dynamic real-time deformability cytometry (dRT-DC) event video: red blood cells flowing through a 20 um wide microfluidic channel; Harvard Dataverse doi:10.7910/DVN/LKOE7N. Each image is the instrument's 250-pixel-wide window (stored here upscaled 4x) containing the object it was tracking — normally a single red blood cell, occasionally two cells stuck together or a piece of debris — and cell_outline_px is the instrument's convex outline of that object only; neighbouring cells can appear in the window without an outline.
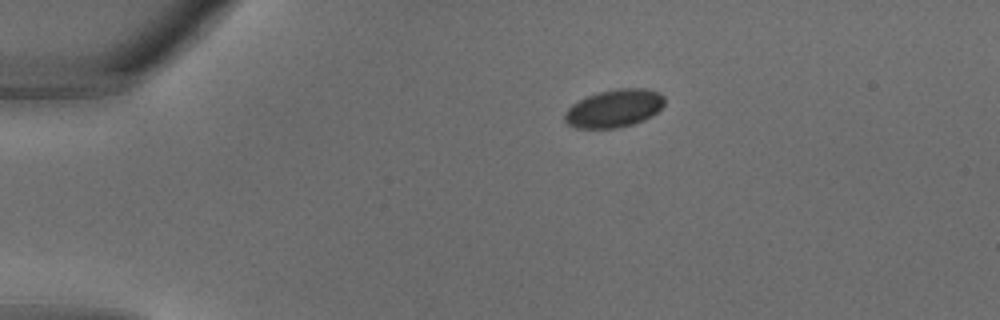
{"species": "common noctule bat (a hibernating species)", "species_latin": "Nyctalus noctula", "temperature_condition": "warm", "stored_images_in_passage": 29, "segment_of_instrument_passage": [1, 2], "camera_frame_rate_fps": 3000, "um_per_image_px": 0.085, "animal": {"sex": "male", "body_mass_g": 18.8}, "frame": {"image": 1, "passage_image": 1, "time_ms": 0.0, "image_size_px": [1000, 320], "cell_outline_px": [[664, 104], [652, 116], [644, 120], [632, 124], [616, 128], [572, 128], [564, 120], [564, 112], [572, 104], [588, 96], [600, 92], [620, 88], [644, 88], [660, 92], [664, 96]], "centroid_in_image_um": [52.2, 9.22], "position_along_channel_um": 32.8, "area_um2": 22.02}}
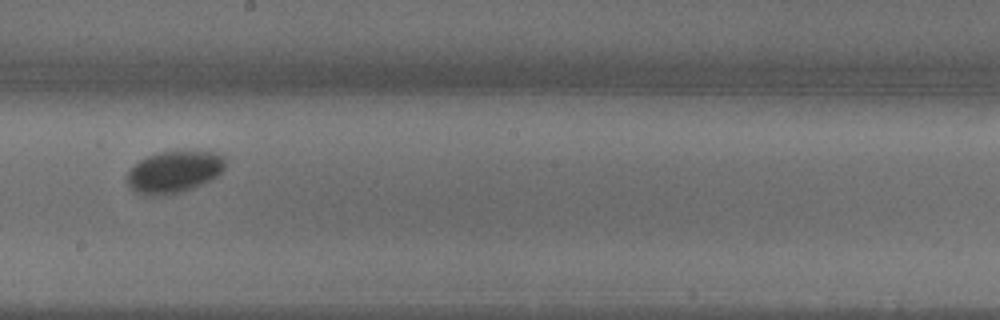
{"frame": {"image": 2, "passage_image": 14, "time_ms": 4.333, "image_size_px": [1000, 320], "cell_outline_px": [[224, 172], [212, 180], [192, 188], [180, 192], [156, 196], [152, 196], [136, 192], [128, 184], [128, 172], [140, 160], [148, 156], [164, 152], [216, 152], [224, 156]], "centroid_in_image_um": [14.84, 14.62], "position_along_channel_um": 233.4, "area_um2": 23.58}}
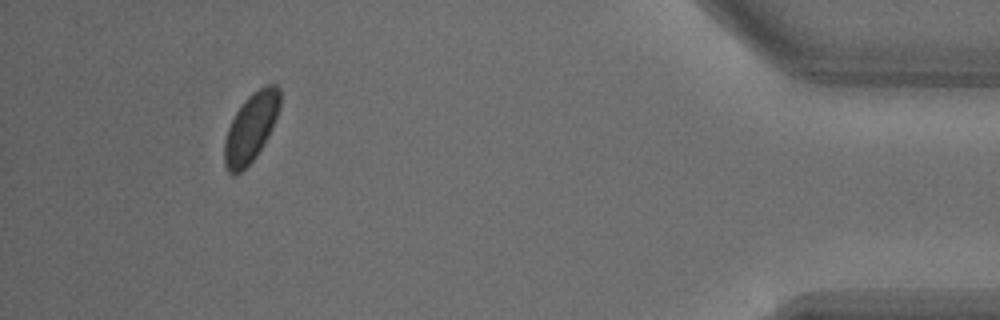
{"frame": {"image": 3, "passage_image": 26, "time_ms": 8.333, "image_size_px": [1000, 320], "cell_outline_px": [[280, 104], [272, 128], [264, 144], [256, 156], [236, 176], [232, 176], [228, 172], [224, 164], [224, 140], [228, 128], [236, 112], [244, 100], [252, 92], [268, 84], [276, 84], [280, 88]], "centroid_in_image_um": [21.31, 10.86], "position_along_channel_um": 413.9, "area_um2": 22.2}}